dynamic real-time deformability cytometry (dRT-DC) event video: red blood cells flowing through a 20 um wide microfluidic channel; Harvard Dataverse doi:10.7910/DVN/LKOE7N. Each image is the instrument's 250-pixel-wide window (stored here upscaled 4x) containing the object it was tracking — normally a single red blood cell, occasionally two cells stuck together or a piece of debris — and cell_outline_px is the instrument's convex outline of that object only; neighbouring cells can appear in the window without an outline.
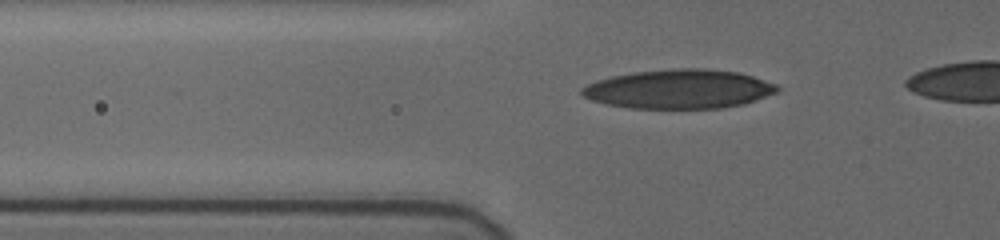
{"species": "human", "species_latin": "Homo sapiens", "temperature_condition": "cold", "stored_images_in_passage": 33, "camera_frame_rate_fps": 3000, "um_per_image_px": 0.085, "donor": {"sex": "female"}, "frame": {"image": 1, "passage_image": 2, "time_ms": 0.333, "image_size_px": [1000, 240], "cell_outline_px": [[780, 88], [776, 92], [740, 104], [720, 108], [632, 108], [608, 104], [592, 100], [584, 96], [580, 92], [580, 88], [596, 80], [612, 76], [632, 72], [672, 68], [704, 68], [736, 72], [752, 76], [776, 84]], "centroid_in_image_um": [57.66, 7.55], "position_along_channel_um": 68.1, "area_um2": 44.16}}
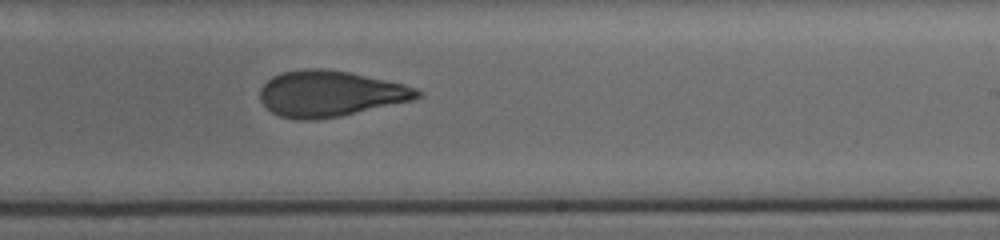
{"frame": {"image": 2, "passage_image": 18, "time_ms": 5.667, "image_size_px": [1000, 240], "cell_outline_px": [[424, 92], [420, 96], [412, 100], [340, 116], [312, 120], [300, 120], [280, 116], [272, 112], [260, 100], [260, 88], [272, 76], [284, 72], [304, 68], [324, 68], [348, 72], [404, 84], [416, 88]], "centroid_in_image_um": [28.05, 7.95], "position_along_channel_um": 261.0, "area_um2": 41.85}}
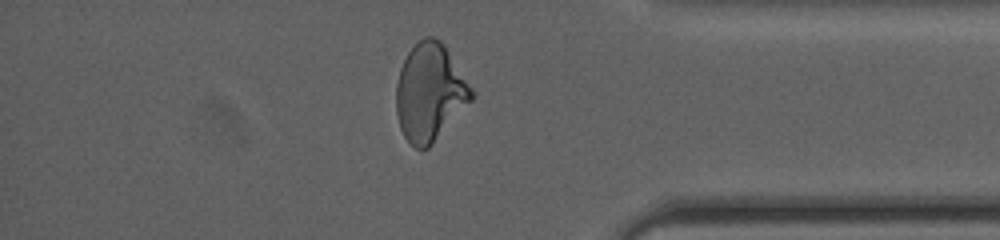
{"frame": {"image": 3, "passage_image": 30, "time_ms": 9.667, "image_size_px": [1000, 240], "cell_outline_px": [[472, 100], [432, 144], [428, 148], [416, 148], [404, 136], [400, 128], [396, 112], [396, 84], [400, 68], [408, 52], [424, 36], [432, 36], [440, 40], [444, 44], [472, 88]], "centroid_in_image_um": [36.52, 7.84], "position_along_channel_um": 398.7, "area_um2": 42.31}}